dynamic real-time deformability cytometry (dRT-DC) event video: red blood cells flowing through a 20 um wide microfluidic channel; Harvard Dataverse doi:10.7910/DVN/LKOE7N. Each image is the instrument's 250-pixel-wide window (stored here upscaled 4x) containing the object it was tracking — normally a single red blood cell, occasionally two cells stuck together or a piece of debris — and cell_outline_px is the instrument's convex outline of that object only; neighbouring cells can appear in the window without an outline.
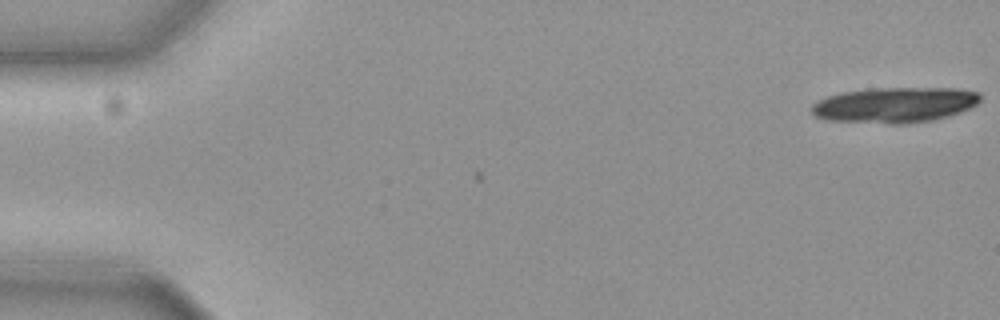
{"species": "common noctule bat (a hibernating species)", "species_latin": "Nyctalus noctula", "temperature_condition": "cold", "stored_images_in_passage": 5, "camera_frame_rate_fps": 3000, "um_per_image_px": 0.085, "animal": {"sex": "female", "body_mass_g": 19.3, "forearm_length_mm": 54.1}, "frame": {"image": 1, "passage_image": 1, "time_ms": 0.0, "image_size_px": [1000, 320], "cell_outline_px": [[980, 100], [976, 104], [968, 108], [944, 116], [928, 120], [904, 124], [892, 124], [828, 120], [816, 116], [812, 112], [812, 104], [816, 100], [840, 92], [868, 88], [956, 88], [980, 92]], "centroid_in_image_um": [76.0, 8.9], "position_along_channel_um": 9.0, "area_um2": 34.62}}